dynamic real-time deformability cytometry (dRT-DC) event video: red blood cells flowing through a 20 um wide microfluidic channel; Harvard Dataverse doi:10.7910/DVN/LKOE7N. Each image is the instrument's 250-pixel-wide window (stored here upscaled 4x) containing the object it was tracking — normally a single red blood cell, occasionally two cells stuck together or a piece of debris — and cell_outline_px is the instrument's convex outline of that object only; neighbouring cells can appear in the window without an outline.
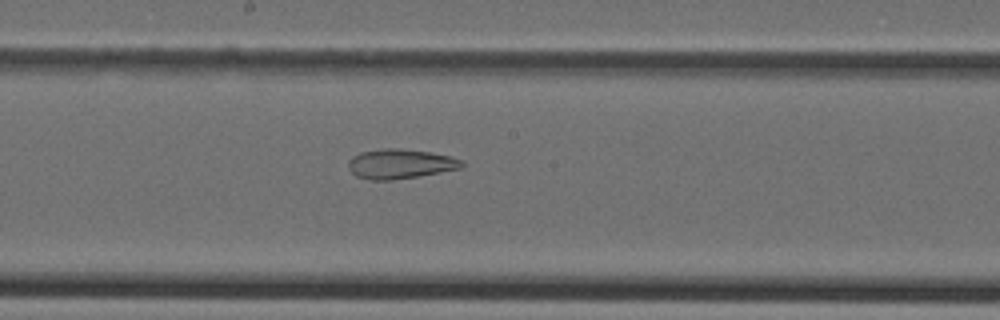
{"species": "Egyptian fruit bat (a non-hibernating species)", "species_latin": "Rousettus aegyptiacus", "temperature_condition": "cold", "stored_images_in_passage": 31, "camera_frame_rate_fps": 3000, "um_per_image_px": 0.085, "animal": {"sex": "female"}, "frame": {"image": 1, "passage_image": 18, "time_ms": 5.667, "image_size_px": [1000, 320], "cell_outline_px": [[464, 164], [460, 168], [440, 172], [392, 180], [372, 180], [356, 176], [348, 168], [348, 160], [352, 156], [360, 152], [384, 148], [400, 148], [432, 152], [452, 156], [464, 160]], "centroid_in_image_um": [34.02, 13.91], "position_along_channel_um": 214.2, "area_um2": 19.71}}